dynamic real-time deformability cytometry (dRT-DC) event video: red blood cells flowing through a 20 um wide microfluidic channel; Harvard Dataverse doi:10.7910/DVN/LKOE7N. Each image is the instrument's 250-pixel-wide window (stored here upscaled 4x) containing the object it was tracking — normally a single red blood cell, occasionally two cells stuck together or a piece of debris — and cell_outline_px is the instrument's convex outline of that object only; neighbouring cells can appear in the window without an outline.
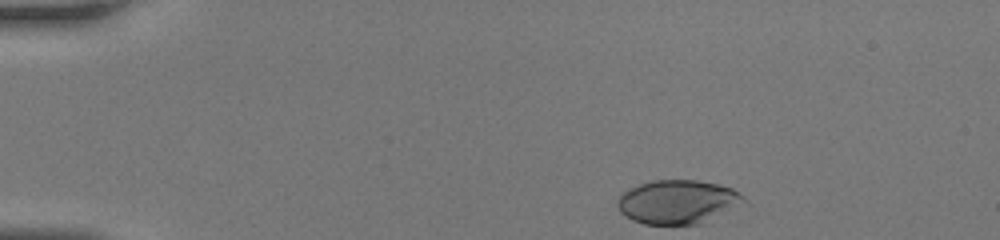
{"species": "human", "species_latin": "Homo sapiens", "temperature_condition": "room temperature", "stored_images_in_passage": 32, "camera_frame_rate_fps": 3000, "um_per_image_px": 0.085, "donor": {"sex": "female"}, "frame": {"image": 1, "passage_image": 1, "time_ms": 0.0, "image_size_px": [1000, 240], "cell_outline_px": [[752, 204], [700, 224], [644, 224], [632, 220], [620, 212], [616, 204], [616, 200], [628, 188], [652, 180], [696, 180], [720, 184], [732, 188], [744, 196]], "centroid_in_image_um": [57.72, 17.17], "position_along_channel_um": 27.3, "area_um2": 33.18}}
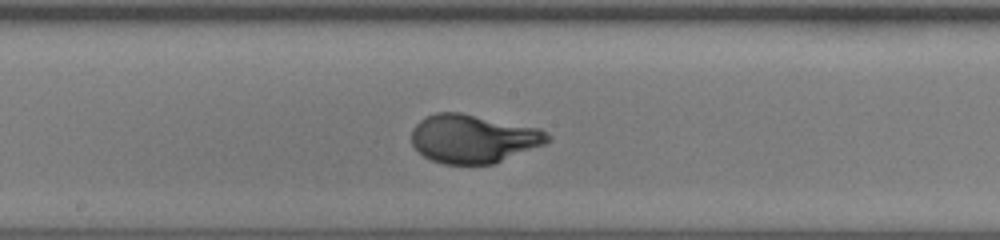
{"frame": {"image": 2, "passage_image": 19, "time_ms": 6.0, "image_size_px": [1000, 240], "cell_outline_px": [[552, 140], [544, 144], [492, 164], [444, 164], [432, 160], [424, 156], [412, 144], [412, 128], [420, 120], [436, 112], [460, 112], [540, 128], [552, 136]], "centroid_in_image_um": [40.24, 11.78], "position_along_channel_um": 208.0, "area_um2": 38.32}}
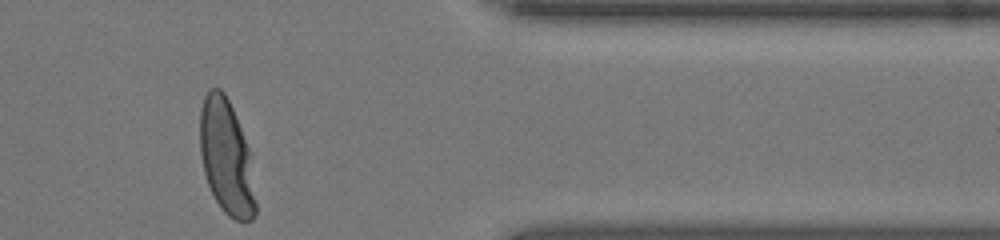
{"frame": {"image": 3, "passage_image": 32, "time_ms": 10.333, "image_size_px": [1000, 240], "cell_outline_px": [[256, 216], [252, 220], [236, 220], [228, 216], [224, 212], [216, 200], [208, 184], [204, 172], [200, 156], [200, 108], [204, 96], [208, 88], [220, 88], [224, 92], [232, 108], [252, 152], [256, 204]], "centroid_in_image_um": [19.27, 13.36], "position_along_channel_um": 392.1, "area_um2": 37.86}}